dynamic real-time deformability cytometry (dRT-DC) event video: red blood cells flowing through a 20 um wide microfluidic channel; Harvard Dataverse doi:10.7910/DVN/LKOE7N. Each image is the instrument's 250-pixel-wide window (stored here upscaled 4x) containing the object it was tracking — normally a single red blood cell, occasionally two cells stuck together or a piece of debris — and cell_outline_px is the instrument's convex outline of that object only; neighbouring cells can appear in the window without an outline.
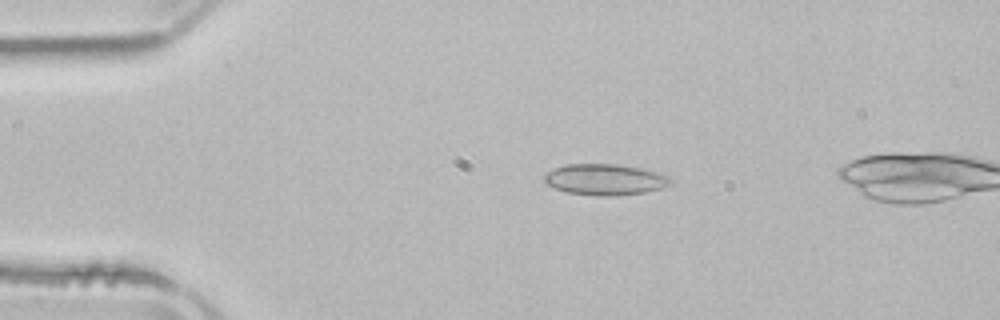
{"species": "common noctule bat (a hibernating species)", "species_latin": "Nyctalus noctula", "temperature_condition": "room temperature", "stored_images_in_passage": 4, "camera_frame_rate_fps": 3000, "um_per_image_px": 0.085, "animal": {"sex": "male", "body_mass_g": 21.5, "forearm_length_mm": 52.0}, "frame": {"image": 1, "passage_image": 3, "time_ms": 2.667, "image_size_px": [1000, 320], "cell_outline_px": [[672, 184], [660, 188], [644, 192], [616, 196], [604, 196], [568, 192], [544, 184], [544, 176], [552, 168], [564, 164], [616, 164], [640, 168], [660, 172], [668, 176], [672, 180]], "centroid_in_image_um": [51.42, 15.25], "position_along_channel_um": 33.6, "area_um2": 22.89}}